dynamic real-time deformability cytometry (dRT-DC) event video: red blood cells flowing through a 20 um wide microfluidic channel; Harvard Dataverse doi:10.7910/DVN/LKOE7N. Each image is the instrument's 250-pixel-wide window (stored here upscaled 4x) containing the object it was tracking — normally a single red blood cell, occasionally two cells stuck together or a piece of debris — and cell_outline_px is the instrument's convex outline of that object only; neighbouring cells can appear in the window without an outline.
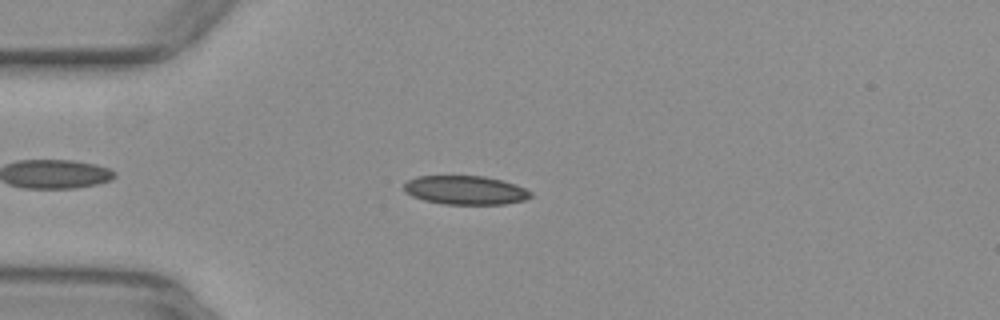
{"species": "common noctule bat (a hibernating species)", "species_latin": "Nyctalus noctula", "temperature_condition": "warm", "stored_images_in_passage": 46, "camera_frame_rate_fps": 3000, "um_per_image_px": 0.085, "animal": {"sex": "female", "body_mass_g": 29.2, "forearm_length_mm": 56.3}, "frame": {"image": 1, "passage_image": 8, "time_ms": 2.333, "image_size_px": [1000, 320], "cell_outline_px": [[532, 196], [524, 200], [504, 204], [444, 204], [424, 200], [412, 196], [404, 192], [404, 184], [408, 180], [416, 176], [484, 176], [516, 184], [532, 192]], "centroid_in_image_um": [39.54, 16.16], "position_along_channel_um": 45.5, "area_um2": 21.27}}
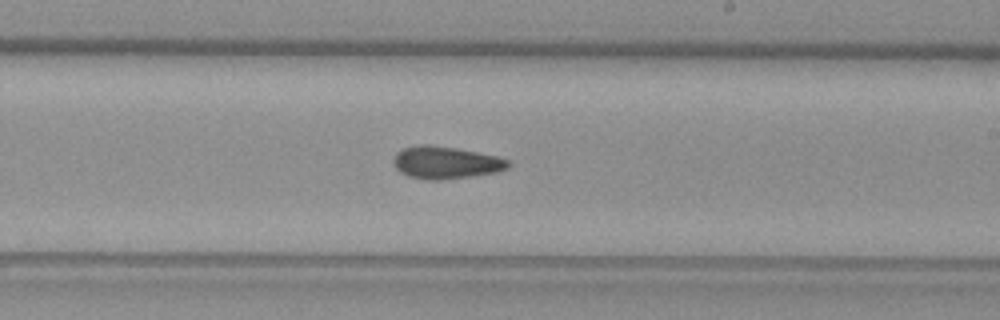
{"frame": {"image": 2, "passage_image": 25, "time_ms": 8.0, "image_size_px": [1000, 320], "cell_outline_px": [[512, 164], [508, 168], [496, 172], [440, 180], [428, 180], [408, 176], [400, 172], [392, 164], [392, 160], [396, 152], [400, 148], [420, 144], [428, 144], [456, 148], [496, 156], [508, 160]], "centroid_in_image_um": [37.83, 13.81], "position_along_channel_um": 251.2, "area_um2": 21.73}}
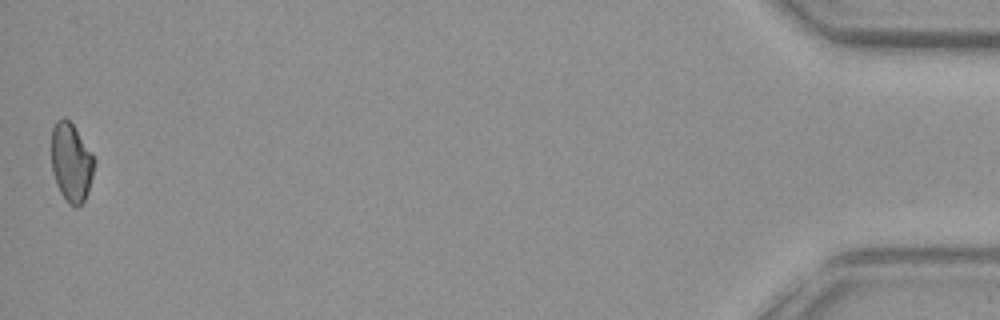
{"frame": {"image": 3, "passage_image": 46, "time_ms": 15.0, "image_size_px": [1000, 320], "cell_outline_px": [[92, 176], [88, 192], [84, 200], [76, 208], [68, 204], [60, 192], [56, 184], [52, 172], [52, 128], [56, 120], [64, 116], [72, 124], [92, 156]], "centroid_in_image_um": [6.0, 13.83], "position_along_channel_um": 429.2, "area_um2": 19.13}, "authors_computed_cell_mechanics": {"area_um2": 20.9814, "velocity_mm_per_s": 3.9727, "shape_relaxation_time_tau1_ms": null, "shape_relaxation_time_tau2_ms": 3.8107, "deformation_change_tau1": null, "deformation_change_tau2": 0.0961}}